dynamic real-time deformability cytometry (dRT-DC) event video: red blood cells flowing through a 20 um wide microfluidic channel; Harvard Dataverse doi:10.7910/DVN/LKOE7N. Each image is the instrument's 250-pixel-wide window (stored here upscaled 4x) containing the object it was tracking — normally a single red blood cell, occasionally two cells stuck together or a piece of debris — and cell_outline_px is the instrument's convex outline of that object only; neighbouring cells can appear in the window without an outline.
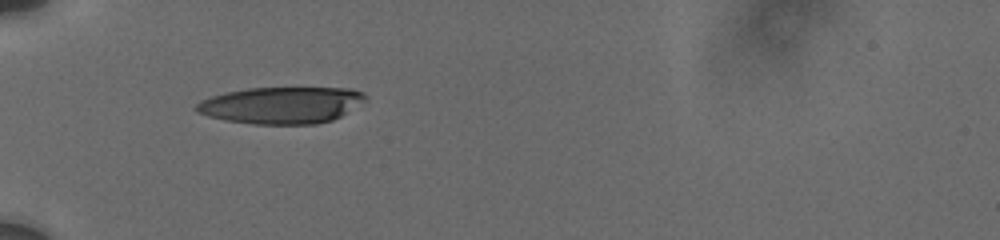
{"species": "human", "species_latin": "Homo sapiens", "temperature_condition": "cold", "stored_images_in_passage": 38, "camera_frame_rate_fps": 3000, "um_per_image_px": 0.085, "donor": {"sex": "male"}, "frame": {"image": 1, "passage_image": 1, "time_ms": 0.0, "image_size_px": [1000, 240], "cell_outline_px": [[368, 100], [340, 116], [332, 120], [316, 124], [256, 124], [224, 120], [208, 116], [196, 112], [196, 104], [212, 96], [228, 92], [248, 88], [352, 88], [364, 92]], "centroid_in_image_um": [23.97, 8.94], "position_along_channel_um": 61.0, "area_um2": 36.13}}
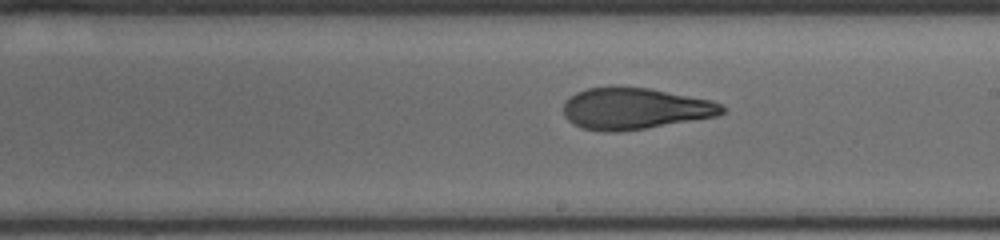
{"frame": {"image": 2, "passage_image": 16, "time_ms": 5.0, "image_size_px": [1000, 240], "cell_outline_px": [[724, 112], [716, 116], [620, 132], [604, 132], [580, 128], [572, 124], [564, 116], [564, 104], [568, 96], [576, 92], [588, 88], [648, 88], [712, 100], [720, 104], [724, 108]], "centroid_in_image_um": [53.91, 9.25], "position_along_channel_um": 235.1, "area_um2": 37.92}}
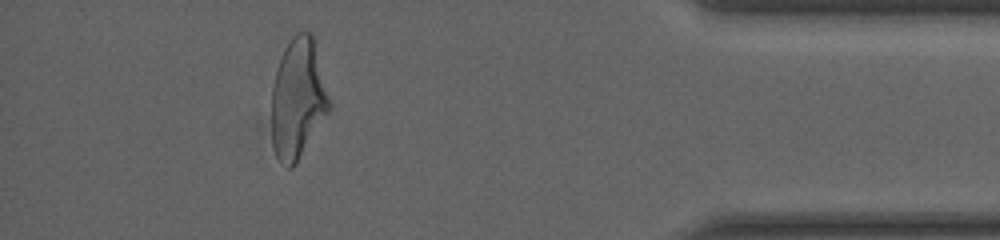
{"frame": {"image": 3, "passage_image": 33, "time_ms": 10.667, "image_size_px": [1000, 240], "cell_outline_px": [[332, 108], [296, 164], [292, 168], [288, 168], [276, 156], [272, 148], [272, 84], [284, 48], [292, 36], [296, 32], [304, 28], [312, 32], [332, 104]], "centroid_in_image_um": [25.35, 8.36], "position_along_channel_um": 409.9, "area_um2": 41.04}, "authors_computed_cell_mechanics": {"area_um2": 39.304, "velocity_mm_per_s": 3.7506, "shape_relaxation_time_tau1_ms": null, "shape_relaxation_time_tau2_ms": 2.0201, "deformation_change_tau1": null, "deformation_change_tau2": 0.1023}}